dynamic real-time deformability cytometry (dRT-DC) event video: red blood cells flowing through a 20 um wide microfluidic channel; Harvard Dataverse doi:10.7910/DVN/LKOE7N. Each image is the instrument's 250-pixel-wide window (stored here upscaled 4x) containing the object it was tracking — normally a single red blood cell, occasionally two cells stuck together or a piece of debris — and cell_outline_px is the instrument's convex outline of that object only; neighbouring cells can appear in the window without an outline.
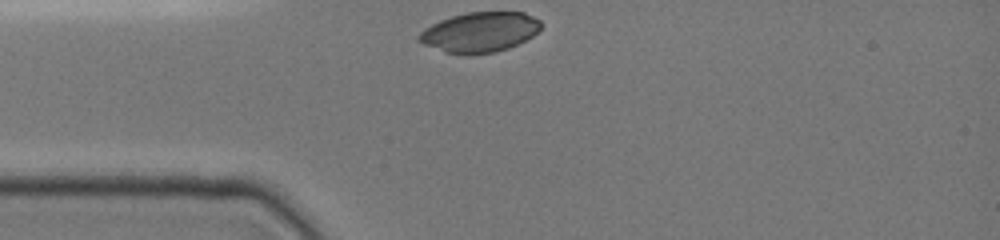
{"species": "common noctule bat (a hibernating species)", "species_latin": "Nyctalus noctula", "temperature_condition": "cold", "stored_images_in_passage": 38, "camera_frame_rate_fps": 3000, "um_per_image_px": 0.085, "animal": {"sex": "female", "body_mass_g": 19.0, "forearm_length_mm": 51.5}, "frame": {"image": 1, "passage_image": 1, "time_ms": 0.0, "image_size_px": [1000, 240], "cell_outline_px": [[540, 28], [532, 36], [508, 48], [496, 52], [468, 56], [444, 52], [424, 44], [416, 40], [416, 36], [424, 28], [440, 20], [452, 16], [468, 12], [524, 12], [540, 20]], "centroid_in_image_um": [40.73, 2.75], "position_along_channel_um": 44.3, "area_um2": 28.61}}
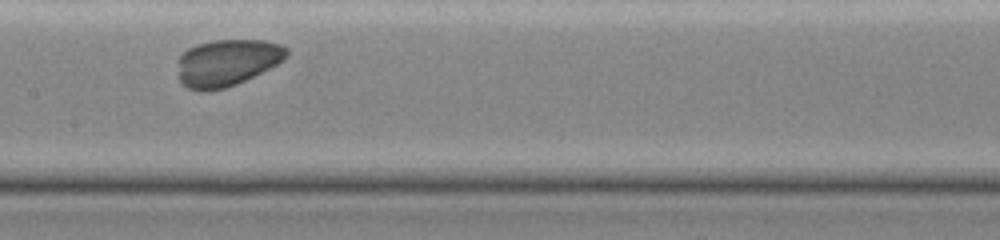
{"frame": {"image": 2, "passage_image": 12, "time_ms": 4.0, "image_size_px": [1000, 240], "cell_outline_px": [[288, 56], [284, 60], [236, 84], [224, 88], [208, 92], [200, 92], [188, 88], [180, 84], [180, 56], [188, 48], [196, 44], [212, 40], [264, 40], [280, 44], [288, 48]], "centroid_in_image_um": [19.3, 5.32], "position_along_channel_um": 188.1, "area_um2": 29.54}}
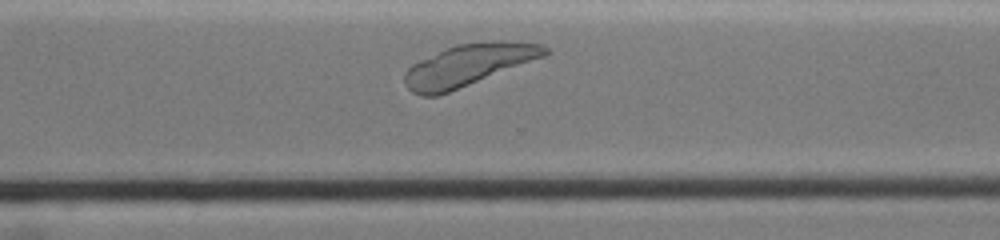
{"frame": {"image": 3, "passage_image": 29, "time_ms": 7.667, "image_size_px": [1000, 240], "cell_outline_px": [[552, 52], [544, 56], [440, 96], [420, 96], [412, 92], [404, 84], [404, 72], [412, 64], [420, 60], [456, 44], [500, 40], [544, 44]], "centroid_in_image_um": [39.8, 5.54], "position_along_channel_um": 330.8, "area_um2": 34.1}}